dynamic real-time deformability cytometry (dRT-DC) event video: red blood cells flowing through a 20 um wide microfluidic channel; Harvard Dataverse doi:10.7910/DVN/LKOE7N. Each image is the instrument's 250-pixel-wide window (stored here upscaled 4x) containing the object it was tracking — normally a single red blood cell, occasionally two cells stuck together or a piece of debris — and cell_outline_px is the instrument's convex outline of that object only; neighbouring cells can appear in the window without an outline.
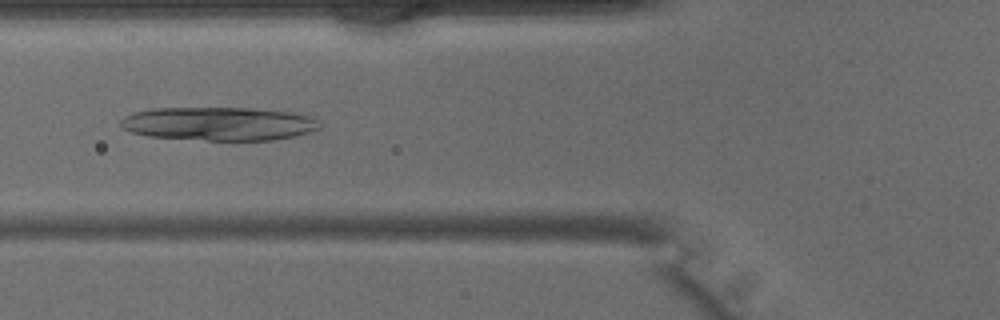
{"species": "common noctule bat (a hibernating species)", "species_latin": "Nyctalus noctula", "temperature_condition": "warm", "stored_images_in_passage": 43, "camera_frame_rate_fps": 3000, "um_per_image_px": 0.085, "animal": {"sex": "male", "body_mass_g": 15.6}, "frame": {"image": 1, "passage_image": 16, "time_ms": 5.0, "image_size_px": [1000, 320], "cell_outline_px": [[320, 128], [312, 132], [296, 136], [272, 140], [208, 140], [148, 136], [132, 132], [120, 128], [120, 120], [124, 116], [136, 112], [152, 108], [252, 108], [292, 112], [312, 116], [320, 120]], "centroid_in_image_um": [18.65, 10.51], "position_along_channel_um": 107.1, "area_um2": 39.13}}
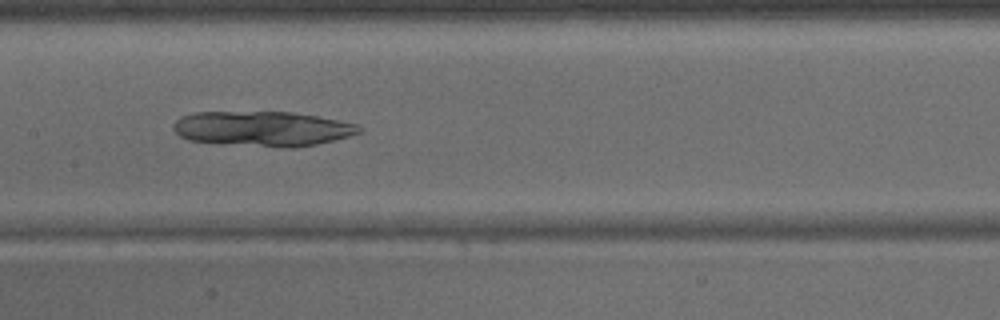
{"frame": {"image": 2, "passage_image": 21, "time_ms": 6.667, "image_size_px": [1000, 320], "cell_outline_px": [[364, 128], [360, 132], [348, 136], [316, 144], [292, 148], [188, 140], [180, 136], [172, 128], [172, 124], [180, 116], [192, 112], [292, 112], [316, 116], [356, 124]], "centroid_in_image_um": [22.29, 10.92], "position_along_channel_um": 185.1, "area_um2": 37.4}}
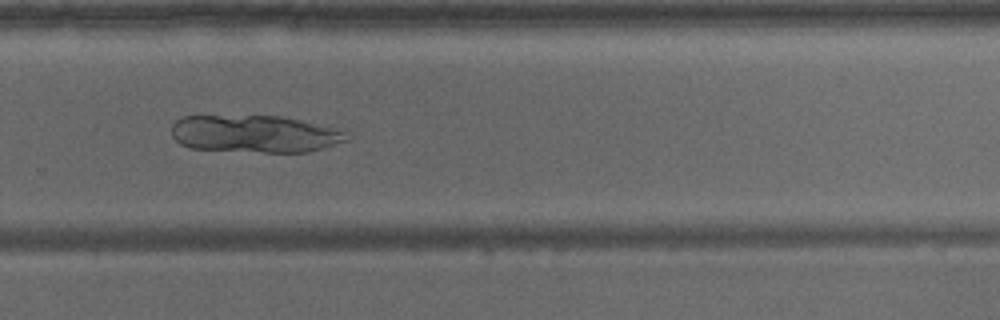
{"frame": {"image": 3, "passage_image": 29, "time_ms": 9.333, "image_size_px": [1000, 320], "cell_outline_px": [[352, 136], [348, 140], [308, 152], [264, 152], [192, 148], [180, 144], [172, 136], [172, 124], [176, 120], [184, 116], [280, 116], [300, 120], [332, 128], [344, 132]], "centroid_in_image_um": [21.63, 11.38], "position_along_channel_um": 308.2, "area_um2": 37.74}}